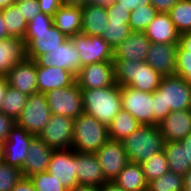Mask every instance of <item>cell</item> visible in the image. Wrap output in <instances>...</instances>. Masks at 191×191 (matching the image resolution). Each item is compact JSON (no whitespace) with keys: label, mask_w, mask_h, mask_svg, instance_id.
Here are the masks:
<instances>
[{"label":"cell","mask_w":191,"mask_h":191,"mask_svg":"<svg viewBox=\"0 0 191 191\" xmlns=\"http://www.w3.org/2000/svg\"><path fill=\"white\" fill-rule=\"evenodd\" d=\"M154 125L159 124L171 111L191 109V84L177 75L163 76L153 92Z\"/></svg>","instance_id":"cell-1"},{"label":"cell","mask_w":191,"mask_h":191,"mask_svg":"<svg viewBox=\"0 0 191 191\" xmlns=\"http://www.w3.org/2000/svg\"><path fill=\"white\" fill-rule=\"evenodd\" d=\"M68 37L53 25V17L39 13L28 23L24 38L26 56L36 60L42 54L60 47Z\"/></svg>","instance_id":"cell-2"},{"label":"cell","mask_w":191,"mask_h":191,"mask_svg":"<svg viewBox=\"0 0 191 191\" xmlns=\"http://www.w3.org/2000/svg\"><path fill=\"white\" fill-rule=\"evenodd\" d=\"M114 79L119 86H129L142 92L153 93L163 76L145 61L113 60Z\"/></svg>","instance_id":"cell-3"},{"label":"cell","mask_w":191,"mask_h":191,"mask_svg":"<svg viewBox=\"0 0 191 191\" xmlns=\"http://www.w3.org/2000/svg\"><path fill=\"white\" fill-rule=\"evenodd\" d=\"M81 91L84 112L108 127L122 109L120 86L115 82L106 88L81 89Z\"/></svg>","instance_id":"cell-4"},{"label":"cell","mask_w":191,"mask_h":191,"mask_svg":"<svg viewBox=\"0 0 191 191\" xmlns=\"http://www.w3.org/2000/svg\"><path fill=\"white\" fill-rule=\"evenodd\" d=\"M122 143L129 161L142 164L151 155L163 151L165 140L157 125H141Z\"/></svg>","instance_id":"cell-5"},{"label":"cell","mask_w":191,"mask_h":191,"mask_svg":"<svg viewBox=\"0 0 191 191\" xmlns=\"http://www.w3.org/2000/svg\"><path fill=\"white\" fill-rule=\"evenodd\" d=\"M109 139L108 127L92 115L83 112L74 119L71 148L76 152L95 154Z\"/></svg>","instance_id":"cell-6"},{"label":"cell","mask_w":191,"mask_h":191,"mask_svg":"<svg viewBox=\"0 0 191 191\" xmlns=\"http://www.w3.org/2000/svg\"><path fill=\"white\" fill-rule=\"evenodd\" d=\"M52 114L76 119L84 112L82 91L77 82L45 93Z\"/></svg>","instance_id":"cell-7"},{"label":"cell","mask_w":191,"mask_h":191,"mask_svg":"<svg viewBox=\"0 0 191 191\" xmlns=\"http://www.w3.org/2000/svg\"><path fill=\"white\" fill-rule=\"evenodd\" d=\"M52 113L46 100L45 93H34L28 100L16 124L34 136H39L50 120Z\"/></svg>","instance_id":"cell-8"},{"label":"cell","mask_w":191,"mask_h":191,"mask_svg":"<svg viewBox=\"0 0 191 191\" xmlns=\"http://www.w3.org/2000/svg\"><path fill=\"white\" fill-rule=\"evenodd\" d=\"M80 54L81 67L96 62H113L114 50L101 36L78 33L70 37Z\"/></svg>","instance_id":"cell-9"},{"label":"cell","mask_w":191,"mask_h":191,"mask_svg":"<svg viewBox=\"0 0 191 191\" xmlns=\"http://www.w3.org/2000/svg\"><path fill=\"white\" fill-rule=\"evenodd\" d=\"M122 109L131 113L142 125H154L153 93L142 92L129 86H120Z\"/></svg>","instance_id":"cell-10"},{"label":"cell","mask_w":191,"mask_h":191,"mask_svg":"<svg viewBox=\"0 0 191 191\" xmlns=\"http://www.w3.org/2000/svg\"><path fill=\"white\" fill-rule=\"evenodd\" d=\"M74 119L52 114L39 138L54 150L70 149L73 139Z\"/></svg>","instance_id":"cell-11"},{"label":"cell","mask_w":191,"mask_h":191,"mask_svg":"<svg viewBox=\"0 0 191 191\" xmlns=\"http://www.w3.org/2000/svg\"><path fill=\"white\" fill-rule=\"evenodd\" d=\"M35 136L15 124L2 143V160L8 165L22 169L30 142Z\"/></svg>","instance_id":"cell-12"},{"label":"cell","mask_w":191,"mask_h":191,"mask_svg":"<svg viewBox=\"0 0 191 191\" xmlns=\"http://www.w3.org/2000/svg\"><path fill=\"white\" fill-rule=\"evenodd\" d=\"M107 181H113L130 162L122 141H106L95 153Z\"/></svg>","instance_id":"cell-13"},{"label":"cell","mask_w":191,"mask_h":191,"mask_svg":"<svg viewBox=\"0 0 191 191\" xmlns=\"http://www.w3.org/2000/svg\"><path fill=\"white\" fill-rule=\"evenodd\" d=\"M35 61L40 67L64 68L75 75L81 69L80 54L70 38L60 47L42 54Z\"/></svg>","instance_id":"cell-14"},{"label":"cell","mask_w":191,"mask_h":191,"mask_svg":"<svg viewBox=\"0 0 191 191\" xmlns=\"http://www.w3.org/2000/svg\"><path fill=\"white\" fill-rule=\"evenodd\" d=\"M74 150L58 149L52 152L47 172L54 176L67 190L78 186Z\"/></svg>","instance_id":"cell-15"},{"label":"cell","mask_w":191,"mask_h":191,"mask_svg":"<svg viewBox=\"0 0 191 191\" xmlns=\"http://www.w3.org/2000/svg\"><path fill=\"white\" fill-rule=\"evenodd\" d=\"M76 82L80 89H99L113 85V62H96L81 67L76 75Z\"/></svg>","instance_id":"cell-16"},{"label":"cell","mask_w":191,"mask_h":191,"mask_svg":"<svg viewBox=\"0 0 191 191\" xmlns=\"http://www.w3.org/2000/svg\"><path fill=\"white\" fill-rule=\"evenodd\" d=\"M74 162L79 185L100 187L107 180L102 167L94 153L76 152L74 150Z\"/></svg>","instance_id":"cell-17"},{"label":"cell","mask_w":191,"mask_h":191,"mask_svg":"<svg viewBox=\"0 0 191 191\" xmlns=\"http://www.w3.org/2000/svg\"><path fill=\"white\" fill-rule=\"evenodd\" d=\"M6 79L8 86L30 96L37 93V63L26 58L10 70Z\"/></svg>","instance_id":"cell-18"},{"label":"cell","mask_w":191,"mask_h":191,"mask_svg":"<svg viewBox=\"0 0 191 191\" xmlns=\"http://www.w3.org/2000/svg\"><path fill=\"white\" fill-rule=\"evenodd\" d=\"M178 44L151 43L145 62L162 76L176 74V51Z\"/></svg>","instance_id":"cell-19"},{"label":"cell","mask_w":191,"mask_h":191,"mask_svg":"<svg viewBox=\"0 0 191 191\" xmlns=\"http://www.w3.org/2000/svg\"><path fill=\"white\" fill-rule=\"evenodd\" d=\"M53 151V148L48 147L38 136H35L30 142L21 169L23 177L29 178L35 174L47 172Z\"/></svg>","instance_id":"cell-20"},{"label":"cell","mask_w":191,"mask_h":191,"mask_svg":"<svg viewBox=\"0 0 191 191\" xmlns=\"http://www.w3.org/2000/svg\"><path fill=\"white\" fill-rule=\"evenodd\" d=\"M157 126L165 142L180 141L191 133V109L171 111Z\"/></svg>","instance_id":"cell-21"},{"label":"cell","mask_w":191,"mask_h":191,"mask_svg":"<svg viewBox=\"0 0 191 191\" xmlns=\"http://www.w3.org/2000/svg\"><path fill=\"white\" fill-rule=\"evenodd\" d=\"M151 41L144 32L133 31L113 52V60L145 61Z\"/></svg>","instance_id":"cell-22"},{"label":"cell","mask_w":191,"mask_h":191,"mask_svg":"<svg viewBox=\"0 0 191 191\" xmlns=\"http://www.w3.org/2000/svg\"><path fill=\"white\" fill-rule=\"evenodd\" d=\"M76 82V75L64 68L40 67L37 64V92L71 86Z\"/></svg>","instance_id":"cell-23"},{"label":"cell","mask_w":191,"mask_h":191,"mask_svg":"<svg viewBox=\"0 0 191 191\" xmlns=\"http://www.w3.org/2000/svg\"><path fill=\"white\" fill-rule=\"evenodd\" d=\"M26 58L24 39L19 37L0 39V76H6L10 70Z\"/></svg>","instance_id":"cell-24"},{"label":"cell","mask_w":191,"mask_h":191,"mask_svg":"<svg viewBox=\"0 0 191 191\" xmlns=\"http://www.w3.org/2000/svg\"><path fill=\"white\" fill-rule=\"evenodd\" d=\"M144 33L151 43L178 44L180 33L168 13H160L153 19Z\"/></svg>","instance_id":"cell-25"},{"label":"cell","mask_w":191,"mask_h":191,"mask_svg":"<svg viewBox=\"0 0 191 191\" xmlns=\"http://www.w3.org/2000/svg\"><path fill=\"white\" fill-rule=\"evenodd\" d=\"M82 8L62 5L53 15V25L68 38L81 33Z\"/></svg>","instance_id":"cell-26"},{"label":"cell","mask_w":191,"mask_h":191,"mask_svg":"<svg viewBox=\"0 0 191 191\" xmlns=\"http://www.w3.org/2000/svg\"><path fill=\"white\" fill-rule=\"evenodd\" d=\"M82 29L81 32L88 36H102L108 26L106 7L86 5L82 8Z\"/></svg>","instance_id":"cell-27"},{"label":"cell","mask_w":191,"mask_h":191,"mask_svg":"<svg viewBox=\"0 0 191 191\" xmlns=\"http://www.w3.org/2000/svg\"><path fill=\"white\" fill-rule=\"evenodd\" d=\"M113 181L124 191H147L148 182L138 163L129 162Z\"/></svg>","instance_id":"cell-28"},{"label":"cell","mask_w":191,"mask_h":191,"mask_svg":"<svg viewBox=\"0 0 191 191\" xmlns=\"http://www.w3.org/2000/svg\"><path fill=\"white\" fill-rule=\"evenodd\" d=\"M163 152L168 161L169 171L184 176L190 169L186 148L180 141L165 142Z\"/></svg>","instance_id":"cell-29"},{"label":"cell","mask_w":191,"mask_h":191,"mask_svg":"<svg viewBox=\"0 0 191 191\" xmlns=\"http://www.w3.org/2000/svg\"><path fill=\"white\" fill-rule=\"evenodd\" d=\"M141 125L131 113L121 109L108 126L109 137L111 140L122 141Z\"/></svg>","instance_id":"cell-30"},{"label":"cell","mask_w":191,"mask_h":191,"mask_svg":"<svg viewBox=\"0 0 191 191\" xmlns=\"http://www.w3.org/2000/svg\"><path fill=\"white\" fill-rule=\"evenodd\" d=\"M1 12L8 35L10 37L24 39L27 32L28 22L18 6L14 3L7 8L1 9Z\"/></svg>","instance_id":"cell-31"},{"label":"cell","mask_w":191,"mask_h":191,"mask_svg":"<svg viewBox=\"0 0 191 191\" xmlns=\"http://www.w3.org/2000/svg\"><path fill=\"white\" fill-rule=\"evenodd\" d=\"M28 100L26 94L10 86L7 87L4 99L2 101V111L7 116L12 117L15 121L22 114L24 106Z\"/></svg>","instance_id":"cell-32"},{"label":"cell","mask_w":191,"mask_h":191,"mask_svg":"<svg viewBox=\"0 0 191 191\" xmlns=\"http://www.w3.org/2000/svg\"><path fill=\"white\" fill-rule=\"evenodd\" d=\"M168 14L180 34L191 31V0H179Z\"/></svg>","instance_id":"cell-33"},{"label":"cell","mask_w":191,"mask_h":191,"mask_svg":"<svg viewBox=\"0 0 191 191\" xmlns=\"http://www.w3.org/2000/svg\"><path fill=\"white\" fill-rule=\"evenodd\" d=\"M159 11L152 5H139L136 10L131 11L129 25L132 31L144 32Z\"/></svg>","instance_id":"cell-34"},{"label":"cell","mask_w":191,"mask_h":191,"mask_svg":"<svg viewBox=\"0 0 191 191\" xmlns=\"http://www.w3.org/2000/svg\"><path fill=\"white\" fill-rule=\"evenodd\" d=\"M184 176L168 171L150 181L147 185V191H183Z\"/></svg>","instance_id":"cell-35"},{"label":"cell","mask_w":191,"mask_h":191,"mask_svg":"<svg viewBox=\"0 0 191 191\" xmlns=\"http://www.w3.org/2000/svg\"><path fill=\"white\" fill-rule=\"evenodd\" d=\"M141 166L148 183L169 171L168 161L163 151L151 155Z\"/></svg>","instance_id":"cell-36"},{"label":"cell","mask_w":191,"mask_h":191,"mask_svg":"<svg viewBox=\"0 0 191 191\" xmlns=\"http://www.w3.org/2000/svg\"><path fill=\"white\" fill-rule=\"evenodd\" d=\"M132 32L129 24L111 21L108 22L101 37L115 50Z\"/></svg>","instance_id":"cell-37"},{"label":"cell","mask_w":191,"mask_h":191,"mask_svg":"<svg viewBox=\"0 0 191 191\" xmlns=\"http://www.w3.org/2000/svg\"><path fill=\"white\" fill-rule=\"evenodd\" d=\"M22 177L20 168L0 161V191H12Z\"/></svg>","instance_id":"cell-38"},{"label":"cell","mask_w":191,"mask_h":191,"mask_svg":"<svg viewBox=\"0 0 191 191\" xmlns=\"http://www.w3.org/2000/svg\"><path fill=\"white\" fill-rule=\"evenodd\" d=\"M29 178L36 191H68L48 172H41Z\"/></svg>","instance_id":"cell-39"},{"label":"cell","mask_w":191,"mask_h":191,"mask_svg":"<svg viewBox=\"0 0 191 191\" xmlns=\"http://www.w3.org/2000/svg\"><path fill=\"white\" fill-rule=\"evenodd\" d=\"M189 84H191V53L181 49L179 46L176 51V74Z\"/></svg>","instance_id":"cell-40"},{"label":"cell","mask_w":191,"mask_h":191,"mask_svg":"<svg viewBox=\"0 0 191 191\" xmlns=\"http://www.w3.org/2000/svg\"><path fill=\"white\" fill-rule=\"evenodd\" d=\"M15 4L21 10L28 23L41 13L38 0H19Z\"/></svg>","instance_id":"cell-41"},{"label":"cell","mask_w":191,"mask_h":191,"mask_svg":"<svg viewBox=\"0 0 191 191\" xmlns=\"http://www.w3.org/2000/svg\"><path fill=\"white\" fill-rule=\"evenodd\" d=\"M106 12L108 16V22L117 21L122 22L123 24H129L130 13L125 8L120 7V5L114 1V4L106 7Z\"/></svg>","instance_id":"cell-42"},{"label":"cell","mask_w":191,"mask_h":191,"mask_svg":"<svg viewBox=\"0 0 191 191\" xmlns=\"http://www.w3.org/2000/svg\"><path fill=\"white\" fill-rule=\"evenodd\" d=\"M15 124L16 121L12 117L0 112V142L3 143L7 140L8 134Z\"/></svg>","instance_id":"cell-43"},{"label":"cell","mask_w":191,"mask_h":191,"mask_svg":"<svg viewBox=\"0 0 191 191\" xmlns=\"http://www.w3.org/2000/svg\"><path fill=\"white\" fill-rule=\"evenodd\" d=\"M41 13L53 17L62 6L61 0H38Z\"/></svg>","instance_id":"cell-44"},{"label":"cell","mask_w":191,"mask_h":191,"mask_svg":"<svg viewBox=\"0 0 191 191\" xmlns=\"http://www.w3.org/2000/svg\"><path fill=\"white\" fill-rule=\"evenodd\" d=\"M179 0H150L151 4L160 12L168 13Z\"/></svg>","instance_id":"cell-45"},{"label":"cell","mask_w":191,"mask_h":191,"mask_svg":"<svg viewBox=\"0 0 191 191\" xmlns=\"http://www.w3.org/2000/svg\"><path fill=\"white\" fill-rule=\"evenodd\" d=\"M120 7L125 8L127 11H133L138 8L139 5L151 4L150 0H115Z\"/></svg>","instance_id":"cell-46"},{"label":"cell","mask_w":191,"mask_h":191,"mask_svg":"<svg viewBox=\"0 0 191 191\" xmlns=\"http://www.w3.org/2000/svg\"><path fill=\"white\" fill-rule=\"evenodd\" d=\"M12 191H36L30 178L22 177L14 186Z\"/></svg>","instance_id":"cell-47"},{"label":"cell","mask_w":191,"mask_h":191,"mask_svg":"<svg viewBox=\"0 0 191 191\" xmlns=\"http://www.w3.org/2000/svg\"><path fill=\"white\" fill-rule=\"evenodd\" d=\"M178 46L191 53V31L180 34Z\"/></svg>","instance_id":"cell-48"},{"label":"cell","mask_w":191,"mask_h":191,"mask_svg":"<svg viewBox=\"0 0 191 191\" xmlns=\"http://www.w3.org/2000/svg\"><path fill=\"white\" fill-rule=\"evenodd\" d=\"M183 148H186L187 160L190 162L191 166V133L187 134L183 139L180 140Z\"/></svg>","instance_id":"cell-49"},{"label":"cell","mask_w":191,"mask_h":191,"mask_svg":"<svg viewBox=\"0 0 191 191\" xmlns=\"http://www.w3.org/2000/svg\"><path fill=\"white\" fill-rule=\"evenodd\" d=\"M100 191H124L114 181H106L99 187Z\"/></svg>","instance_id":"cell-50"},{"label":"cell","mask_w":191,"mask_h":191,"mask_svg":"<svg viewBox=\"0 0 191 191\" xmlns=\"http://www.w3.org/2000/svg\"><path fill=\"white\" fill-rule=\"evenodd\" d=\"M7 87L8 82L6 76H0V112L2 111V101L4 99Z\"/></svg>","instance_id":"cell-51"},{"label":"cell","mask_w":191,"mask_h":191,"mask_svg":"<svg viewBox=\"0 0 191 191\" xmlns=\"http://www.w3.org/2000/svg\"><path fill=\"white\" fill-rule=\"evenodd\" d=\"M62 5L83 8L87 5V0H61Z\"/></svg>","instance_id":"cell-52"},{"label":"cell","mask_w":191,"mask_h":191,"mask_svg":"<svg viewBox=\"0 0 191 191\" xmlns=\"http://www.w3.org/2000/svg\"><path fill=\"white\" fill-rule=\"evenodd\" d=\"M115 0H87V5L109 7L114 4Z\"/></svg>","instance_id":"cell-53"},{"label":"cell","mask_w":191,"mask_h":191,"mask_svg":"<svg viewBox=\"0 0 191 191\" xmlns=\"http://www.w3.org/2000/svg\"><path fill=\"white\" fill-rule=\"evenodd\" d=\"M8 37H10V36L8 35V31L5 27V23H4V20L2 17V12L0 9V39H4V38H8Z\"/></svg>","instance_id":"cell-54"},{"label":"cell","mask_w":191,"mask_h":191,"mask_svg":"<svg viewBox=\"0 0 191 191\" xmlns=\"http://www.w3.org/2000/svg\"><path fill=\"white\" fill-rule=\"evenodd\" d=\"M68 191H100L99 187L78 185Z\"/></svg>","instance_id":"cell-55"},{"label":"cell","mask_w":191,"mask_h":191,"mask_svg":"<svg viewBox=\"0 0 191 191\" xmlns=\"http://www.w3.org/2000/svg\"><path fill=\"white\" fill-rule=\"evenodd\" d=\"M183 191H191V169L184 175Z\"/></svg>","instance_id":"cell-56"},{"label":"cell","mask_w":191,"mask_h":191,"mask_svg":"<svg viewBox=\"0 0 191 191\" xmlns=\"http://www.w3.org/2000/svg\"><path fill=\"white\" fill-rule=\"evenodd\" d=\"M15 3V0H0V9L7 8Z\"/></svg>","instance_id":"cell-57"},{"label":"cell","mask_w":191,"mask_h":191,"mask_svg":"<svg viewBox=\"0 0 191 191\" xmlns=\"http://www.w3.org/2000/svg\"><path fill=\"white\" fill-rule=\"evenodd\" d=\"M2 142H0V161H2Z\"/></svg>","instance_id":"cell-58"}]
</instances>
